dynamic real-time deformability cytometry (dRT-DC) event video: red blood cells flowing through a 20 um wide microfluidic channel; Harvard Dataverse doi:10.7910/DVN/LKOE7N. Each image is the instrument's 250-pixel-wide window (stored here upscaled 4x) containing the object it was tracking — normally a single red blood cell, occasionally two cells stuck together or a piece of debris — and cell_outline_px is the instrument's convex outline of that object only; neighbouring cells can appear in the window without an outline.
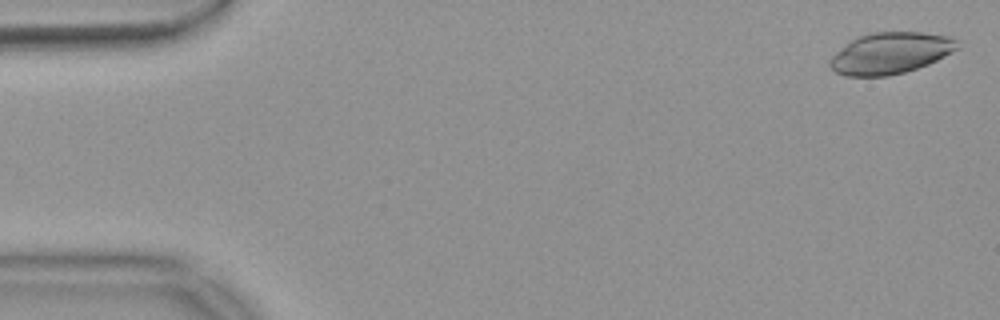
{"species": "common noctule bat (a hibernating species)", "species_latin": "Nyctalus noctula", "temperature_condition": "warm", "stored_images_in_passage": 12, "camera_frame_rate_fps": 3000, "um_per_image_px": 0.085, "animal": {"sex": "female", "body_mass_g": 18.4}, "frame": {"image": 1, "passage_image": 2, "time_ms": 0.333, "image_size_px": [1000, 320], "cell_outline_px": [[960, 48], [928, 64], [904, 72], [888, 76], [848, 76], [836, 72], [828, 64], [828, 60], [836, 52], [852, 40], [860, 36], [872, 32], [924, 32], [948, 36], [956, 40]], "centroid_in_image_um": [75.69, 4.51], "position_along_channel_um": 9.3, "area_um2": 30.52}}